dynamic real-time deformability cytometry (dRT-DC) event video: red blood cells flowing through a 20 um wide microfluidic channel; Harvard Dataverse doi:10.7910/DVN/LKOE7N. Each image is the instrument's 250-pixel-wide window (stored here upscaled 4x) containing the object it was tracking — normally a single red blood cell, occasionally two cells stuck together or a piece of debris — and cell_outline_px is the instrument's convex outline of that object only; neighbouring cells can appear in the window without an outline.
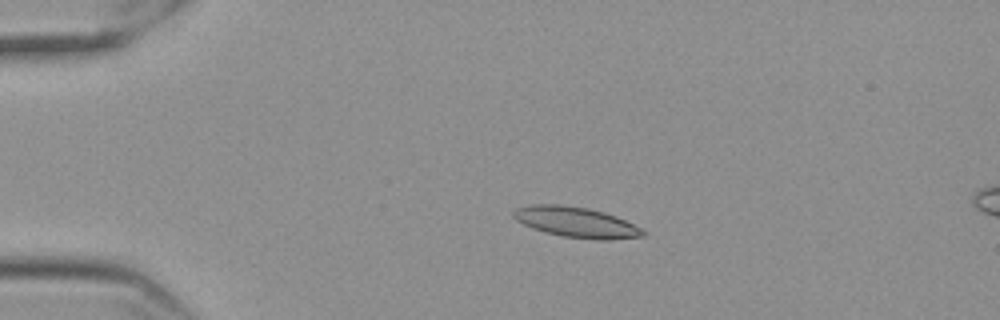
{"species": "Egyptian fruit bat (a non-hibernating species)", "species_latin": "Rousettus aegyptiacus", "temperature_condition": "cold", "stored_images_in_passage": 17, "camera_frame_rate_fps": 3000, "um_per_image_px": 0.085, "frame": {"image": 1, "passage_image": 12, "time_ms": 3.667, "image_size_px": [1000, 320], "cell_outline_px": [[648, 232], [644, 236], [608, 240], [596, 240], [564, 236], [544, 232], [532, 228], [516, 220], [512, 216], [512, 212], [516, 208], [532, 204], [560, 204], [588, 208], [604, 212], [616, 216]], "centroid_in_image_um": [48.96, 18.88], "position_along_channel_um": 36.0, "area_um2": 23.0}}